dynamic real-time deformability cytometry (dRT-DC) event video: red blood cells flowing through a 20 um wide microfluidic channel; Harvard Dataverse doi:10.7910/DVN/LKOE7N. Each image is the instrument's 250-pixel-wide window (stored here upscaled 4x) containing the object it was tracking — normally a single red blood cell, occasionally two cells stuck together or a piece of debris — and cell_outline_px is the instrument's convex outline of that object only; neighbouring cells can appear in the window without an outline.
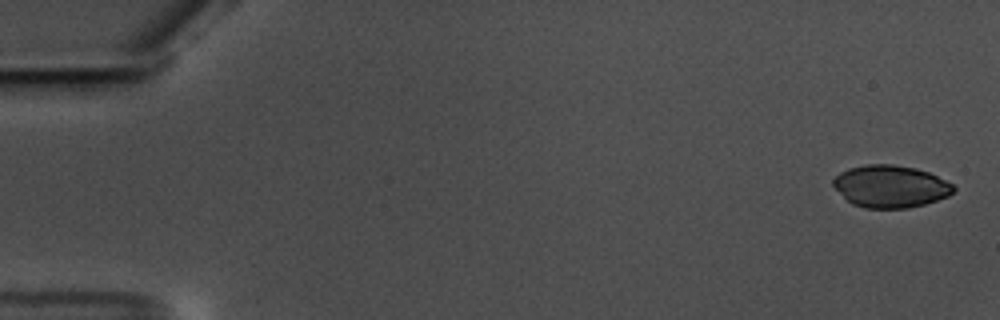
{"species": "common noctule bat (a hibernating species)", "species_latin": "Nyctalus noctula", "temperature_condition": "warm", "stored_images_in_passage": 58, "camera_frame_rate_fps": 3000, "um_per_image_px": 0.085, "animal": {"sex": "male", "body_mass_g": 17.5, "forearm_length_mm": 52.3}, "frame": {"image": 1, "passage_image": 2, "time_ms": 0.333, "image_size_px": [1000, 320], "cell_outline_px": [[956, 188], [948, 196], [924, 204], [908, 208], [864, 208], [852, 204], [832, 184], [832, 180], [840, 172], [848, 168], [868, 164], [892, 164], [916, 168], [928, 172], [952, 184]], "centroid_in_image_um": [75.68, 15.84], "position_along_channel_um": 9.3, "area_um2": 29.42}}
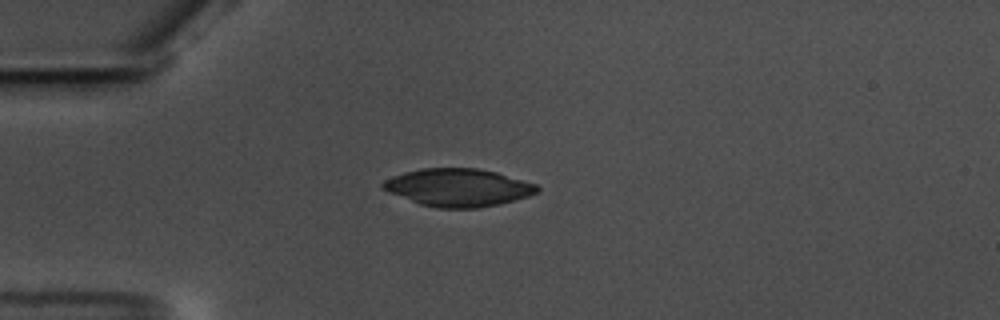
{"frame": {"image": 2, "passage_image": 16, "time_ms": 5.0, "image_size_px": [1000, 320], "cell_outline_px": [[540, 192], [528, 196], [500, 204], [476, 208], [436, 208], [420, 204], [388, 192], [380, 188], [380, 184], [384, 180], [392, 176], [404, 172], [424, 168], [476, 168], [496, 172], [536, 184], [540, 188]], "centroid_in_image_um": [38.92, 15.94], "position_along_channel_um": 46.1, "area_um2": 33.99}}
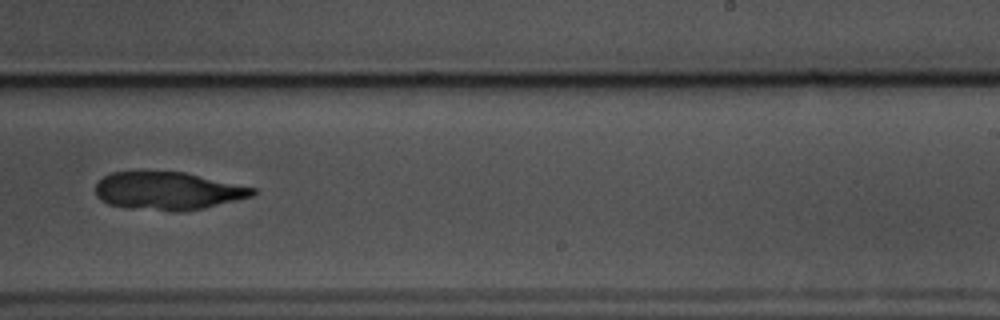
{"frame": {"image": 3, "passage_image": 37, "time_ms": 12.0, "image_size_px": [1000, 320], "cell_outline_px": [[256, 192], [252, 196], [204, 208], [128, 208], [108, 204], [100, 200], [96, 196], [96, 184], [104, 176], [112, 172], [184, 172], [256, 188]], "centroid_in_image_um": [14.25, 16.18], "position_along_channel_um": 274.8, "area_um2": 33.47}}